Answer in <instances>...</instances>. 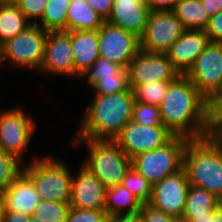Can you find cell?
Instances as JSON below:
<instances>
[{"label": "cell", "mask_w": 222, "mask_h": 222, "mask_svg": "<svg viewBox=\"0 0 222 222\" xmlns=\"http://www.w3.org/2000/svg\"><path fill=\"white\" fill-rule=\"evenodd\" d=\"M158 107L162 124L174 136L205 138L207 100L186 75L170 83Z\"/></svg>", "instance_id": "cell-1"}, {"label": "cell", "mask_w": 222, "mask_h": 222, "mask_svg": "<svg viewBox=\"0 0 222 222\" xmlns=\"http://www.w3.org/2000/svg\"><path fill=\"white\" fill-rule=\"evenodd\" d=\"M94 96L75 139L114 140L132 120L134 92L129 88L112 95Z\"/></svg>", "instance_id": "cell-2"}, {"label": "cell", "mask_w": 222, "mask_h": 222, "mask_svg": "<svg viewBox=\"0 0 222 222\" xmlns=\"http://www.w3.org/2000/svg\"><path fill=\"white\" fill-rule=\"evenodd\" d=\"M183 168L190 185L204 188L222 202V140L191 139L187 142Z\"/></svg>", "instance_id": "cell-3"}, {"label": "cell", "mask_w": 222, "mask_h": 222, "mask_svg": "<svg viewBox=\"0 0 222 222\" xmlns=\"http://www.w3.org/2000/svg\"><path fill=\"white\" fill-rule=\"evenodd\" d=\"M74 143L88 146L89 155L82 164L107 189L121 184L131 167V159L114 140L75 139Z\"/></svg>", "instance_id": "cell-4"}, {"label": "cell", "mask_w": 222, "mask_h": 222, "mask_svg": "<svg viewBox=\"0 0 222 222\" xmlns=\"http://www.w3.org/2000/svg\"><path fill=\"white\" fill-rule=\"evenodd\" d=\"M42 200L70 203L72 174L62 160L49 156L23 166Z\"/></svg>", "instance_id": "cell-5"}, {"label": "cell", "mask_w": 222, "mask_h": 222, "mask_svg": "<svg viewBox=\"0 0 222 222\" xmlns=\"http://www.w3.org/2000/svg\"><path fill=\"white\" fill-rule=\"evenodd\" d=\"M189 140L183 136H174L162 147L132 158L131 166L153 186L183 168L184 152Z\"/></svg>", "instance_id": "cell-6"}, {"label": "cell", "mask_w": 222, "mask_h": 222, "mask_svg": "<svg viewBox=\"0 0 222 222\" xmlns=\"http://www.w3.org/2000/svg\"><path fill=\"white\" fill-rule=\"evenodd\" d=\"M47 35L48 31L41 26L31 24L1 45L2 63L8 61L16 68L40 71L45 56Z\"/></svg>", "instance_id": "cell-7"}, {"label": "cell", "mask_w": 222, "mask_h": 222, "mask_svg": "<svg viewBox=\"0 0 222 222\" xmlns=\"http://www.w3.org/2000/svg\"><path fill=\"white\" fill-rule=\"evenodd\" d=\"M184 31L185 28L172 10H151L144 33L139 38L140 48L151 53L166 54Z\"/></svg>", "instance_id": "cell-8"}, {"label": "cell", "mask_w": 222, "mask_h": 222, "mask_svg": "<svg viewBox=\"0 0 222 222\" xmlns=\"http://www.w3.org/2000/svg\"><path fill=\"white\" fill-rule=\"evenodd\" d=\"M36 123L20 107L0 111V150L22 163Z\"/></svg>", "instance_id": "cell-9"}, {"label": "cell", "mask_w": 222, "mask_h": 222, "mask_svg": "<svg viewBox=\"0 0 222 222\" xmlns=\"http://www.w3.org/2000/svg\"><path fill=\"white\" fill-rule=\"evenodd\" d=\"M186 76L206 100L222 90V43L210 42Z\"/></svg>", "instance_id": "cell-10"}, {"label": "cell", "mask_w": 222, "mask_h": 222, "mask_svg": "<svg viewBox=\"0 0 222 222\" xmlns=\"http://www.w3.org/2000/svg\"><path fill=\"white\" fill-rule=\"evenodd\" d=\"M173 137L164 125L145 126L131 120L114 141L132 159L139 154L162 147Z\"/></svg>", "instance_id": "cell-11"}, {"label": "cell", "mask_w": 222, "mask_h": 222, "mask_svg": "<svg viewBox=\"0 0 222 222\" xmlns=\"http://www.w3.org/2000/svg\"><path fill=\"white\" fill-rule=\"evenodd\" d=\"M129 88L158 81H175L181 74L167 54L151 53L139 49L127 67Z\"/></svg>", "instance_id": "cell-12"}, {"label": "cell", "mask_w": 222, "mask_h": 222, "mask_svg": "<svg viewBox=\"0 0 222 222\" xmlns=\"http://www.w3.org/2000/svg\"><path fill=\"white\" fill-rule=\"evenodd\" d=\"M97 31L100 56L127 69L140 49L139 38L135 34L106 21Z\"/></svg>", "instance_id": "cell-13"}, {"label": "cell", "mask_w": 222, "mask_h": 222, "mask_svg": "<svg viewBox=\"0 0 222 222\" xmlns=\"http://www.w3.org/2000/svg\"><path fill=\"white\" fill-rule=\"evenodd\" d=\"M189 186L186 171L182 168L153 185L149 204L168 215L182 217Z\"/></svg>", "instance_id": "cell-14"}, {"label": "cell", "mask_w": 222, "mask_h": 222, "mask_svg": "<svg viewBox=\"0 0 222 222\" xmlns=\"http://www.w3.org/2000/svg\"><path fill=\"white\" fill-rule=\"evenodd\" d=\"M41 73L79 77L74 70L70 34L66 31H48L45 56L40 68Z\"/></svg>", "instance_id": "cell-15"}, {"label": "cell", "mask_w": 222, "mask_h": 222, "mask_svg": "<svg viewBox=\"0 0 222 222\" xmlns=\"http://www.w3.org/2000/svg\"><path fill=\"white\" fill-rule=\"evenodd\" d=\"M107 188L84 165L77 176L72 174L70 207L105 210Z\"/></svg>", "instance_id": "cell-16"}, {"label": "cell", "mask_w": 222, "mask_h": 222, "mask_svg": "<svg viewBox=\"0 0 222 222\" xmlns=\"http://www.w3.org/2000/svg\"><path fill=\"white\" fill-rule=\"evenodd\" d=\"M209 43L205 30H185L166 54L175 69L186 75Z\"/></svg>", "instance_id": "cell-17"}, {"label": "cell", "mask_w": 222, "mask_h": 222, "mask_svg": "<svg viewBox=\"0 0 222 222\" xmlns=\"http://www.w3.org/2000/svg\"><path fill=\"white\" fill-rule=\"evenodd\" d=\"M150 11L144 0H114L106 22L140 38L144 33Z\"/></svg>", "instance_id": "cell-18"}, {"label": "cell", "mask_w": 222, "mask_h": 222, "mask_svg": "<svg viewBox=\"0 0 222 222\" xmlns=\"http://www.w3.org/2000/svg\"><path fill=\"white\" fill-rule=\"evenodd\" d=\"M0 198L3 202L4 212H17L30 217L42 200L33 181L24 172L0 194Z\"/></svg>", "instance_id": "cell-19"}, {"label": "cell", "mask_w": 222, "mask_h": 222, "mask_svg": "<svg viewBox=\"0 0 222 222\" xmlns=\"http://www.w3.org/2000/svg\"><path fill=\"white\" fill-rule=\"evenodd\" d=\"M73 52L74 70L81 77L100 57L98 31H67Z\"/></svg>", "instance_id": "cell-20"}, {"label": "cell", "mask_w": 222, "mask_h": 222, "mask_svg": "<svg viewBox=\"0 0 222 222\" xmlns=\"http://www.w3.org/2000/svg\"><path fill=\"white\" fill-rule=\"evenodd\" d=\"M105 20L85 0H71L67 9V31L98 30Z\"/></svg>", "instance_id": "cell-21"}, {"label": "cell", "mask_w": 222, "mask_h": 222, "mask_svg": "<svg viewBox=\"0 0 222 222\" xmlns=\"http://www.w3.org/2000/svg\"><path fill=\"white\" fill-rule=\"evenodd\" d=\"M185 30H205L210 17L201 0H179L172 10Z\"/></svg>", "instance_id": "cell-22"}, {"label": "cell", "mask_w": 222, "mask_h": 222, "mask_svg": "<svg viewBox=\"0 0 222 222\" xmlns=\"http://www.w3.org/2000/svg\"><path fill=\"white\" fill-rule=\"evenodd\" d=\"M142 202L121 184L106 191L105 211L107 216L134 214L141 210Z\"/></svg>", "instance_id": "cell-23"}, {"label": "cell", "mask_w": 222, "mask_h": 222, "mask_svg": "<svg viewBox=\"0 0 222 222\" xmlns=\"http://www.w3.org/2000/svg\"><path fill=\"white\" fill-rule=\"evenodd\" d=\"M30 25L15 3L0 2V46Z\"/></svg>", "instance_id": "cell-24"}, {"label": "cell", "mask_w": 222, "mask_h": 222, "mask_svg": "<svg viewBox=\"0 0 222 222\" xmlns=\"http://www.w3.org/2000/svg\"><path fill=\"white\" fill-rule=\"evenodd\" d=\"M222 202L204 188L189 186L183 218L190 220L193 216L207 215L220 206Z\"/></svg>", "instance_id": "cell-25"}, {"label": "cell", "mask_w": 222, "mask_h": 222, "mask_svg": "<svg viewBox=\"0 0 222 222\" xmlns=\"http://www.w3.org/2000/svg\"><path fill=\"white\" fill-rule=\"evenodd\" d=\"M71 0H48L41 22L46 31H66L67 9Z\"/></svg>", "instance_id": "cell-26"}, {"label": "cell", "mask_w": 222, "mask_h": 222, "mask_svg": "<svg viewBox=\"0 0 222 222\" xmlns=\"http://www.w3.org/2000/svg\"><path fill=\"white\" fill-rule=\"evenodd\" d=\"M205 138L222 140V90L207 100Z\"/></svg>", "instance_id": "cell-27"}, {"label": "cell", "mask_w": 222, "mask_h": 222, "mask_svg": "<svg viewBox=\"0 0 222 222\" xmlns=\"http://www.w3.org/2000/svg\"><path fill=\"white\" fill-rule=\"evenodd\" d=\"M171 82L173 81H158L134 86L132 90L135 102L159 106Z\"/></svg>", "instance_id": "cell-28"}, {"label": "cell", "mask_w": 222, "mask_h": 222, "mask_svg": "<svg viewBox=\"0 0 222 222\" xmlns=\"http://www.w3.org/2000/svg\"><path fill=\"white\" fill-rule=\"evenodd\" d=\"M121 185L130 193L135 195L143 204L149 203L152 197V185L142 175H140L132 166L126 172L121 181Z\"/></svg>", "instance_id": "cell-29"}, {"label": "cell", "mask_w": 222, "mask_h": 222, "mask_svg": "<svg viewBox=\"0 0 222 222\" xmlns=\"http://www.w3.org/2000/svg\"><path fill=\"white\" fill-rule=\"evenodd\" d=\"M69 208V203L41 200L35 207L32 216L41 222H66Z\"/></svg>", "instance_id": "cell-30"}, {"label": "cell", "mask_w": 222, "mask_h": 222, "mask_svg": "<svg viewBox=\"0 0 222 222\" xmlns=\"http://www.w3.org/2000/svg\"><path fill=\"white\" fill-rule=\"evenodd\" d=\"M123 69L119 64L100 56L81 77L83 79L87 77L88 85L92 88L101 78H112Z\"/></svg>", "instance_id": "cell-31"}, {"label": "cell", "mask_w": 222, "mask_h": 222, "mask_svg": "<svg viewBox=\"0 0 222 222\" xmlns=\"http://www.w3.org/2000/svg\"><path fill=\"white\" fill-rule=\"evenodd\" d=\"M24 163L0 150V194L23 172Z\"/></svg>", "instance_id": "cell-32"}, {"label": "cell", "mask_w": 222, "mask_h": 222, "mask_svg": "<svg viewBox=\"0 0 222 222\" xmlns=\"http://www.w3.org/2000/svg\"><path fill=\"white\" fill-rule=\"evenodd\" d=\"M92 89L96 95H112L127 91L129 89L128 73L123 69L118 75L112 78H101Z\"/></svg>", "instance_id": "cell-33"}, {"label": "cell", "mask_w": 222, "mask_h": 222, "mask_svg": "<svg viewBox=\"0 0 222 222\" xmlns=\"http://www.w3.org/2000/svg\"><path fill=\"white\" fill-rule=\"evenodd\" d=\"M132 121L145 126L163 125L159 107L140 102L134 103Z\"/></svg>", "instance_id": "cell-34"}, {"label": "cell", "mask_w": 222, "mask_h": 222, "mask_svg": "<svg viewBox=\"0 0 222 222\" xmlns=\"http://www.w3.org/2000/svg\"><path fill=\"white\" fill-rule=\"evenodd\" d=\"M48 0H16L18 9L24 14L31 24H38V18L42 19ZM31 19H34L32 22Z\"/></svg>", "instance_id": "cell-35"}, {"label": "cell", "mask_w": 222, "mask_h": 222, "mask_svg": "<svg viewBox=\"0 0 222 222\" xmlns=\"http://www.w3.org/2000/svg\"><path fill=\"white\" fill-rule=\"evenodd\" d=\"M105 210L78 209L70 207L66 222H106Z\"/></svg>", "instance_id": "cell-36"}, {"label": "cell", "mask_w": 222, "mask_h": 222, "mask_svg": "<svg viewBox=\"0 0 222 222\" xmlns=\"http://www.w3.org/2000/svg\"><path fill=\"white\" fill-rule=\"evenodd\" d=\"M140 213L142 215L143 222H174V219L176 218L153 207L149 203L142 204Z\"/></svg>", "instance_id": "cell-37"}, {"label": "cell", "mask_w": 222, "mask_h": 222, "mask_svg": "<svg viewBox=\"0 0 222 222\" xmlns=\"http://www.w3.org/2000/svg\"><path fill=\"white\" fill-rule=\"evenodd\" d=\"M205 31L210 42L222 43V10L210 17Z\"/></svg>", "instance_id": "cell-38"}, {"label": "cell", "mask_w": 222, "mask_h": 222, "mask_svg": "<svg viewBox=\"0 0 222 222\" xmlns=\"http://www.w3.org/2000/svg\"><path fill=\"white\" fill-rule=\"evenodd\" d=\"M106 21L109 17L114 0H85Z\"/></svg>", "instance_id": "cell-39"}, {"label": "cell", "mask_w": 222, "mask_h": 222, "mask_svg": "<svg viewBox=\"0 0 222 222\" xmlns=\"http://www.w3.org/2000/svg\"><path fill=\"white\" fill-rule=\"evenodd\" d=\"M179 0H144L150 10L164 11L173 10Z\"/></svg>", "instance_id": "cell-40"}, {"label": "cell", "mask_w": 222, "mask_h": 222, "mask_svg": "<svg viewBox=\"0 0 222 222\" xmlns=\"http://www.w3.org/2000/svg\"><path fill=\"white\" fill-rule=\"evenodd\" d=\"M106 222H143L140 212L134 214L110 215L107 216Z\"/></svg>", "instance_id": "cell-41"}, {"label": "cell", "mask_w": 222, "mask_h": 222, "mask_svg": "<svg viewBox=\"0 0 222 222\" xmlns=\"http://www.w3.org/2000/svg\"><path fill=\"white\" fill-rule=\"evenodd\" d=\"M209 17L222 10V0H201Z\"/></svg>", "instance_id": "cell-42"}, {"label": "cell", "mask_w": 222, "mask_h": 222, "mask_svg": "<svg viewBox=\"0 0 222 222\" xmlns=\"http://www.w3.org/2000/svg\"><path fill=\"white\" fill-rule=\"evenodd\" d=\"M30 216L17 212H4L3 222H29Z\"/></svg>", "instance_id": "cell-43"}, {"label": "cell", "mask_w": 222, "mask_h": 222, "mask_svg": "<svg viewBox=\"0 0 222 222\" xmlns=\"http://www.w3.org/2000/svg\"><path fill=\"white\" fill-rule=\"evenodd\" d=\"M208 222H222V203L214 212L208 213Z\"/></svg>", "instance_id": "cell-44"}, {"label": "cell", "mask_w": 222, "mask_h": 222, "mask_svg": "<svg viewBox=\"0 0 222 222\" xmlns=\"http://www.w3.org/2000/svg\"><path fill=\"white\" fill-rule=\"evenodd\" d=\"M190 222H208V214L202 216H193V218L190 219Z\"/></svg>", "instance_id": "cell-45"}, {"label": "cell", "mask_w": 222, "mask_h": 222, "mask_svg": "<svg viewBox=\"0 0 222 222\" xmlns=\"http://www.w3.org/2000/svg\"><path fill=\"white\" fill-rule=\"evenodd\" d=\"M4 206H3V202L0 198V222H3V217H4Z\"/></svg>", "instance_id": "cell-46"}, {"label": "cell", "mask_w": 222, "mask_h": 222, "mask_svg": "<svg viewBox=\"0 0 222 222\" xmlns=\"http://www.w3.org/2000/svg\"><path fill=\"white\" fill-rule=\"evenodd\" d=\"M174 222H190V220H186L185 218L183 217H176L174 219Z\"/></svg>", "instance_id": "cell-47"}, {"label": "cell", "mask_w": 222, "mask_h": 222, "mask_svg": "<svg viewBox=\"0 0 222 222\" xmlns=\"http://www.w3.org/2000/svg\"><path fill=\"white\" fill-rule=\"evenodd\" d=\"M29 222H41L39 219L31 216Z\"/></svg>", "instance_id": "cell-48"}, {"label": "cell", "mask_w": 222, "mask_h": 222, "mask_svg": "<svg viewBox=\"0 0 222 222\" xmlns=\"http://www.w3.org/2000/svg\"><path fill=\"white\" fill-rule=\"evenodd\" d=\"M0 2H11V3H14V2H16V0H0Z\"/></svg>", "instance_id": "cell-49"}, {"label": "cell", "mask_w": 222, "mask_h": 222, "mask_svg": "<svg viewBox=\"0 0 222 222\" xmlns=\"http://www.w3.org/2000/svg\"><path fill=\"white\" fill-rule=\"evenodd\" d=\"M1 64H2V54H1V46H0V67H1Z\"/></svg>", "instance_id": "cell-50"}]
</instances>
